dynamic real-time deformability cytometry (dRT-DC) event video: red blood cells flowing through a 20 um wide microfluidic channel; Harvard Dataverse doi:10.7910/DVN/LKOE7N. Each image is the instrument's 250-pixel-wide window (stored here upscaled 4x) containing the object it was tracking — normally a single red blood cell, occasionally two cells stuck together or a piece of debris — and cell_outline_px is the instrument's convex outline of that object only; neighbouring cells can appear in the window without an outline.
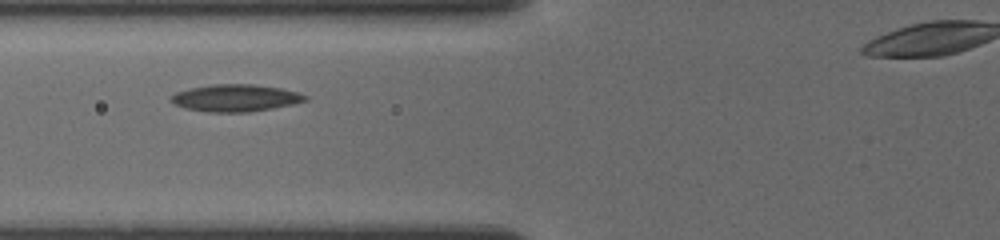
{"species": "common noctule bat (a hibernating species)", "species_latin": "Nyctalus noctula", "temperature_condition": "cold", "stored_images_in_passage": 26, "camera_frame_rate_fps": 3000, "um_per_image_px": 0.085, "animal": {"sex": "female", "body_mass_g": 19.5, "forearm_length_mm": 54.1}, "frame": {"image": 1, "passage_image": 4, "time_ms": 2.667, "image_size_px": [1000, 240], "cell_outline_px": [[308, 100], [292, 104], [272, 108], [248, 112], [208, 112], [184, 108], [168, 100], [168, 96], [176, 92], [192, 88], [212, 84], [252, 84], [280, 88], [300, 92], [308, 96]], "centroid_in_image_um": [20.01, 8.32], "position_along_channel_um": 105.8, "area_um2": 21.27}}
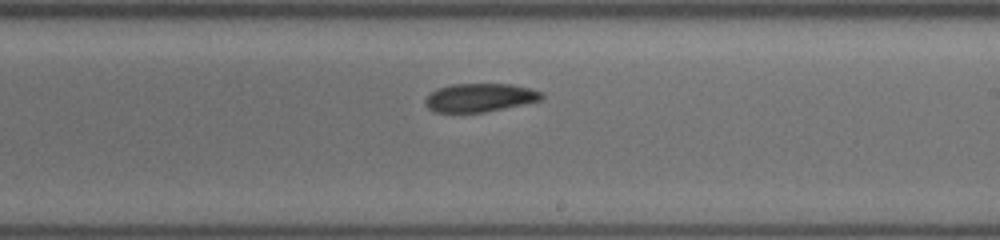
{"frame": {"image": 2, "passage_image": 12, "time_ms": 6.333, "image_size_px": [1000, 240], "cell_outline_px": [[544, 96], [540, 100], [484, 112], [432, 112], [424, 104], [424, 100], [436, 88], [452, 84], [512, 84], [544, 92]], "centroid_in_image_um": [40.75, 8.29], "position_along_channel_um": 248.3, "area_um2": 19.19}}
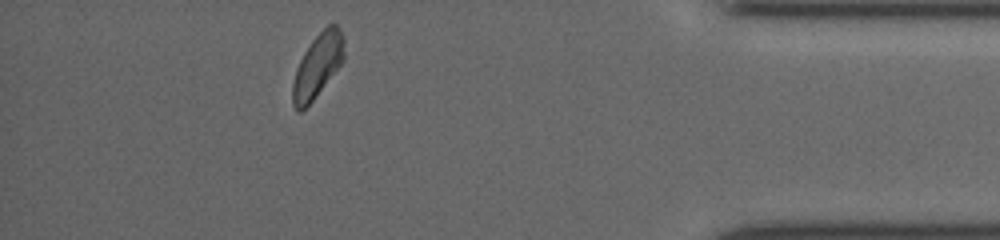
{"frame": {"image": 3, "passage_image": 24, "time_ms": 11.333, "image_size_px": [1000, 240], "cell_outline_px": [[344, 60], [312, 100], [300, 112], [296, 112], [292, 104], [292, 84], [296, 68], [304, 52], [312, 40], [328, 24], [336, 24], [340, 28], [344, 36]], "centroid_in_image_um": [26.99, 5.56], "position_along_channel_um": 408.2, "area_um2": 18.96}}